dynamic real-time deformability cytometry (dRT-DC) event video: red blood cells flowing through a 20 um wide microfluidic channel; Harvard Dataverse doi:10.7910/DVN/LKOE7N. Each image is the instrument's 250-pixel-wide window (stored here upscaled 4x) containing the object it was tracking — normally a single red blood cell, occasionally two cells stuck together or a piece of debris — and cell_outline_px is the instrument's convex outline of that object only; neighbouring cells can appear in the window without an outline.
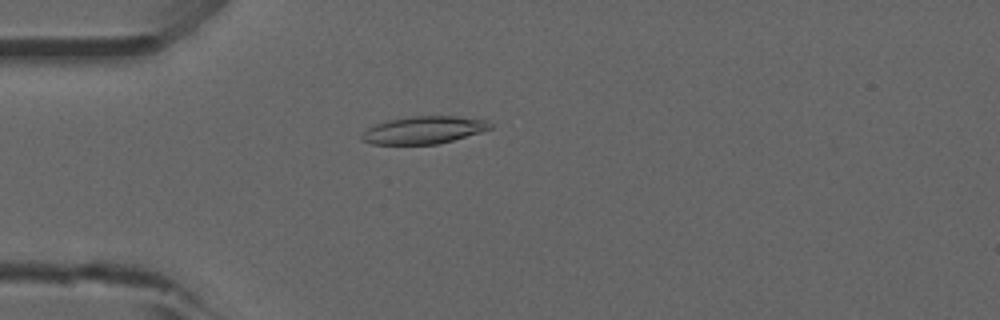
{"species": "common noctule bat (a hibernating species)", "species_latin": "Nyctalus noctula", "temperature_condition": "room temperature", "stored_images_in_passage": 23, "camera_frame_rate_fps": 3000, "um_per_image_px": 0.085, "animal": {"sex": "male", "forearm_length_mm": 52.5}, "frame": {"image": 1, "passage_image": 9, "time_ms": 2.667, "image_size_px": [1000, 320], "cell_outline_px": [[492, 128], [480, 132], [440, 144], [372, 144], [360, 140], [360, 136], [368, 128], [376, 124], [388, 120], [412, 116], [456, 116], [484, 120], [492, 124]], "centroid_in_image_um": [36.0, 11.06], "position_along_channel_um": 49.0, "area_um2": 20.46}}
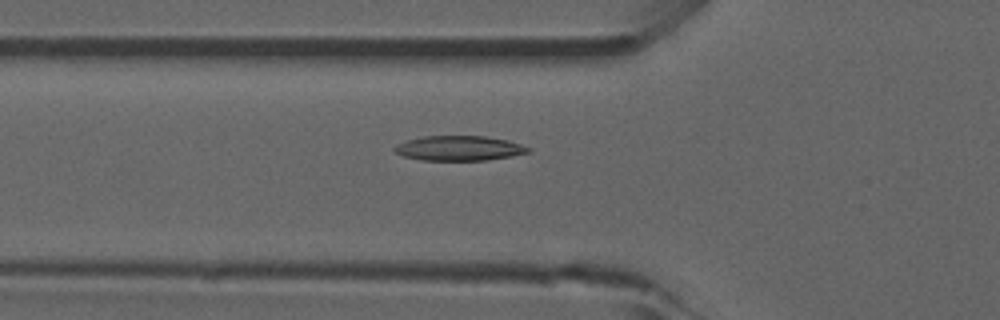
{"frame": {"image": 2, "passage_image": 13, "time_ms": 4.0, "image_size_px": [1000, 320], "cell_outline_px": [[532, 152], [512, 156], [488, 160], [420, 160], [404, 156], [396, 152], [392, 148], [396, 144], [408, 140], [424, 136], [484, 136], [508, 140], [532, 148]], "centroid_in_image_um": [39.06, 12.6], "position_along_channel_um": 86.7, "area_um2": 19.42}}
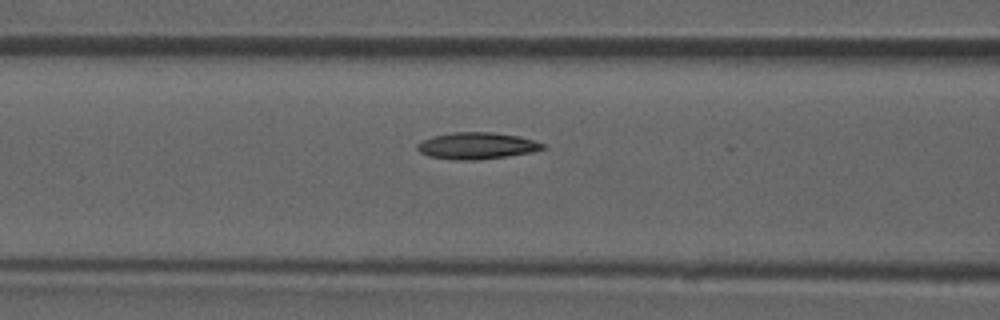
{"frame": {"image": 3, "passage_image": 16, "time_ms": 5.0, "image_size_px": [1000, 320], "cell_outline_px": [[544, 148], [532, 152], [508, 156], [480, 160], [452, 160], [428, 156], [420, 152], [416, 148], [416, 144], [420, 140], [432, 136], [452, 132], [492, 132], [520, 136], [544, 144]], "centroid_in_image_um": [40.47, 12.39], "position_along_channel_um": 126.1, "area_um2": 19.71}}